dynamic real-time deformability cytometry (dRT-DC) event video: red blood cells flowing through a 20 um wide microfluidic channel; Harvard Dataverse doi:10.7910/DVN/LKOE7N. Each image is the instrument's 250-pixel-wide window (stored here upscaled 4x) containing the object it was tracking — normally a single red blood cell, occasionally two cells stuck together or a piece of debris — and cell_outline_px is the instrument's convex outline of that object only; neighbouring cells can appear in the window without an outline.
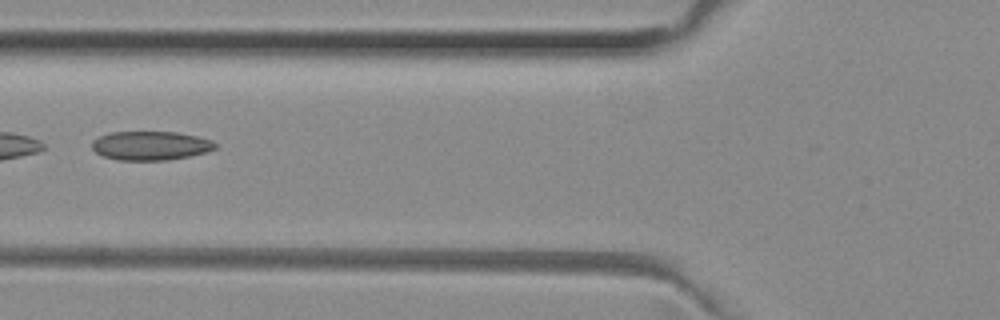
{"species": "common noctule bat (a hibernating species)", "species_latin": "Nyctalus noctula", "temperature_condition": "room temperature", "stored_images_in_passage": 6, "camera_frame_rate_fps": 3000, "um_per_image_px": 0.085, "animal": {"sex": "female", "body_mass_g": 29.2, "forearm_length_mm": 56.3}, "frame": {"image": 1, "passage_image": 4, "time_ms": 1.0, "image_size_px": [1000, 320], "cell_outline_px": [[216, 148], [204, 152], [188, 156], [168, 160], [116, 160], [104, 156], [96, 152], [92, 148], [92, 140], [100, 136], [112, 132], [176, 132], [196, 136], [212, 140], [216, 144]], "centroid_in_image_um": [12.78, 12.38], "position_along_channel_um": 113.0, "area_um2": 20.63}}